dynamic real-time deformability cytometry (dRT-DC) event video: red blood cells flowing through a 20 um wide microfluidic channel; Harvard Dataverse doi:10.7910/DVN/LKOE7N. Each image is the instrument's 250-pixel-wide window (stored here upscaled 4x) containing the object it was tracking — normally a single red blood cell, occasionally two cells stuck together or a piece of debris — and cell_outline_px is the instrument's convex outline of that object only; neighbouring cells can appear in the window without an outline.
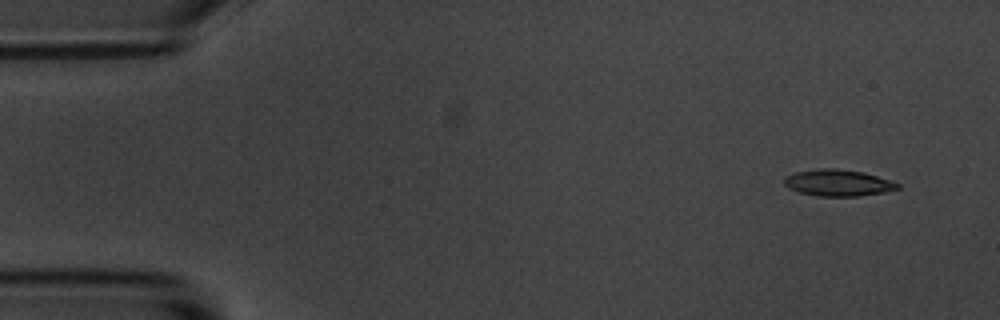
{"species": "common noctule bat (a hibernating species)", "species_latin": "Nyctalus noctula", "temperature_condition": "room temperature", "stored_images_in_passage": 4, "camera_frame_rate_fps": 3000, "um_per_image_px": 0.085, "animal": {"sex": "male", "body_mass_g": 20.1, "forearm_length_mm": 53.5}, "frame": {"image": 1, "passage_image": 1, "time_ms": 0.0, "image_size_px": [1000, 320], "cell_outline_px": [[900, 188], [884, 192], [860, 196], [820, 196], [800, 192], [788, 188], [784, 184], [784, 180], [788, 176], [796, 172], [820, 168], [836, 168], [864, 172], [900, 184]], "centroid_in_image_um": [71.24, 15.54], "position_along_channel_um": 13.8, "area_um2": 17.34}}
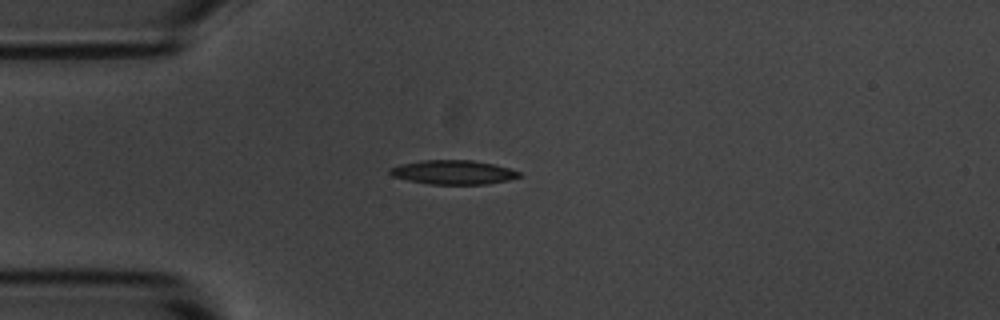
{"frame": {"image": 2, "passage_image": 4, "time_ms": 3.333, "image_size_px": [1000, 320], "cell_outline_px": [[520, 176], [508, 180], [488, 184], [428, 184], [408, 180], [392, 176], [388, 172], [388, 168], [400, 164], [424, 160], [472, 160], [492, 164], [508, 168], [520, 172]], "centroid_in_image_um": [38.48, 14.64], "position_along_channel_um": 46.5, "area_um2": 18.09}}